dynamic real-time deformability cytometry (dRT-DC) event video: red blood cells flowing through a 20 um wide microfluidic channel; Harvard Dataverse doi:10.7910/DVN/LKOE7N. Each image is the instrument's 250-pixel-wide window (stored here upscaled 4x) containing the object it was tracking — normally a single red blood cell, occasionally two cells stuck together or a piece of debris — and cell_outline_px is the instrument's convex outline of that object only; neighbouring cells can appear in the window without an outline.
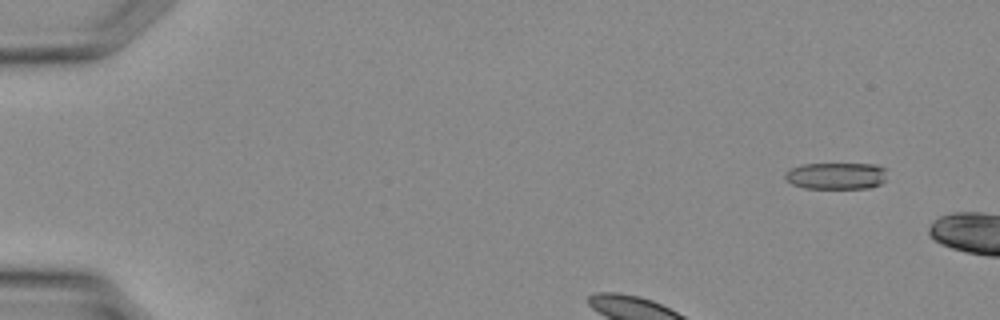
{"species": "Egyptian fruit bat (a non-hibernating species)", "species_latin": "Rousettus aegyptiacus", "temperature_condition": "warm", "stored_images_in_passage": 7, "camera_frame_rate_fps": 3000, "um_per_image_px": 0.085, "animal": {"sex": "female"}, "frame": {"image": 1, "passage_image": 1, "time_ms": 0.0, "image_size_px": [1000, 320], "cell_outline_px": [[884, 180], [880, 184], [872, 188], [804, 188], [792, 184], [784, 176], [784, 172], [800, 164], [876, 164], [884, 168]], "centroid_in_image_um": [71.05, 14.95], "position_along_channel_um": 13.9, "area_um2": 15.84}}